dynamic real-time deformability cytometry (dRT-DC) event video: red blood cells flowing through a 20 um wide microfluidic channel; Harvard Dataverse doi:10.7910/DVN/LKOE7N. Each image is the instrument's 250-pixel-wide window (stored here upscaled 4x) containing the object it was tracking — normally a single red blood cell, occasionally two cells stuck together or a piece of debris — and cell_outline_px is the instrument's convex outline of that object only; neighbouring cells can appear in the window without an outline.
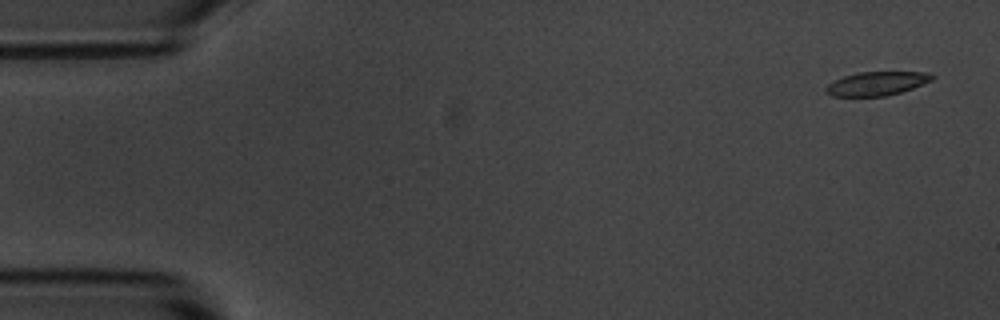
{"species": "common noctule bat (a hibernating species)", "species_latin": "Nyctalus noctula", "temperature_condition": "room temperature", "stored_images_in_passage": 5, "camera_frame_rate_fps": 3000, "um_per_image_px": 0.085, "animal": {"sex": "male", "body_mass_g": 20.1, "forearm_length_mm": 53.5}, "frame": {"image": 1, "passage_image": 1, "time_ms": 0.0, "image_size_px": [1000, 320], "cell_outline_px": [[936, 76], [932, 80], [912, 88], [900, 92], [884, 96], [832, 96], [824, 88], [828, 84], [844, 76], [860, 72], [928, 72]], "centroid_in_image_um": [74.55, 7.09], "position_along_channel_um": 10.5, "area_um2": 14.51}}
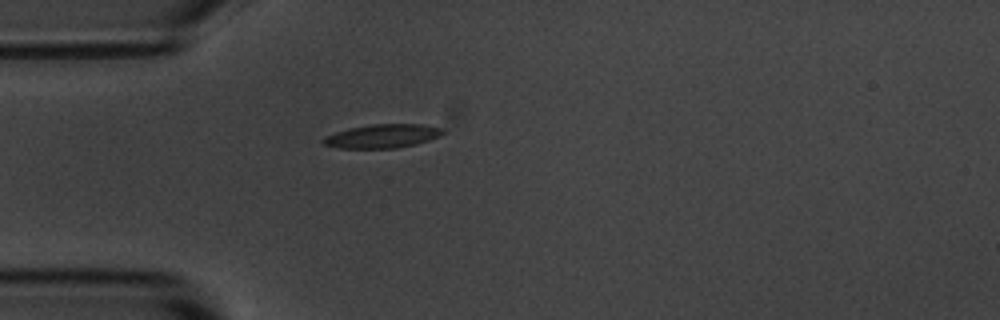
{"frame": {"image": 2, "passage_image": 5, "time_ms": 4.333, "image_size_px": [1000, 320], "cell_outline_px": [[444, 132], [440, 136], [416, 144], [396, 148], [340, 148], [324, 144], [320, 140], [324, 136], [348, 128], [372, 124], [420, 124], [440, 128]], "centroid_in_image_um": [32.46, 11.57], "position_along_channel_um": 52.5, "area_um2": 16.42}}